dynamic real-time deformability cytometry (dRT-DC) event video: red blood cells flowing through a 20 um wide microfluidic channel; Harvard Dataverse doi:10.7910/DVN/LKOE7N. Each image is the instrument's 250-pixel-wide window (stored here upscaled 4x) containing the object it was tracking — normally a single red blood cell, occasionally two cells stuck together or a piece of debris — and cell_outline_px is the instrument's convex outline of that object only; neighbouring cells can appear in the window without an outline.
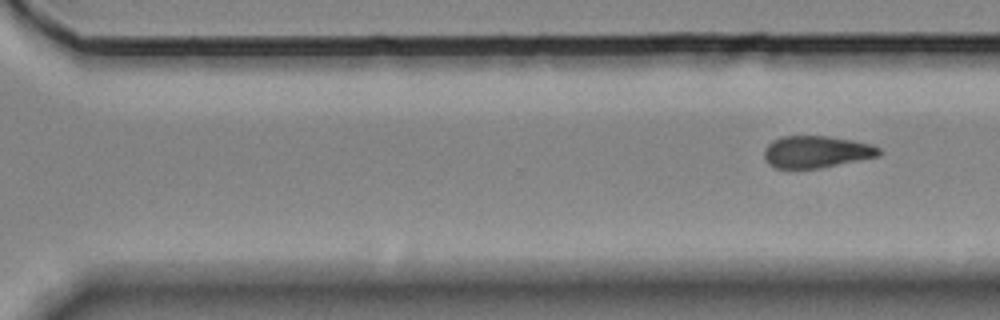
{"species": "Egyptian fruit bat (a non-hibernating species)", "species_latin": "Rousettus aegyptiacus", "temperature_condition": "room temperature", "stored_images_in_passage": 11, "segment_of_instrument_passage": [2, 2], "camera_frame_rate_fps": 3000, "um_per_image_px": 0.085, "animal": {"sex": "female"}, "frame": {"image": 1, "passage_image": 11, "time_ms": 3.333, "image_size_px": [1000, 320], "cell_outline_px": [[880, 152], [876, 156], [820, 168], [776, 168], [768, 164], [764, 160], [764, 148], [772, 140], [784, 136], [828, 136], [852, 140], [872, 144], [880, 148]], "centroid_in_image_um": [69.33, 12.9], "position_along_channel_um": 301.3, "area_um2": 21.27}}